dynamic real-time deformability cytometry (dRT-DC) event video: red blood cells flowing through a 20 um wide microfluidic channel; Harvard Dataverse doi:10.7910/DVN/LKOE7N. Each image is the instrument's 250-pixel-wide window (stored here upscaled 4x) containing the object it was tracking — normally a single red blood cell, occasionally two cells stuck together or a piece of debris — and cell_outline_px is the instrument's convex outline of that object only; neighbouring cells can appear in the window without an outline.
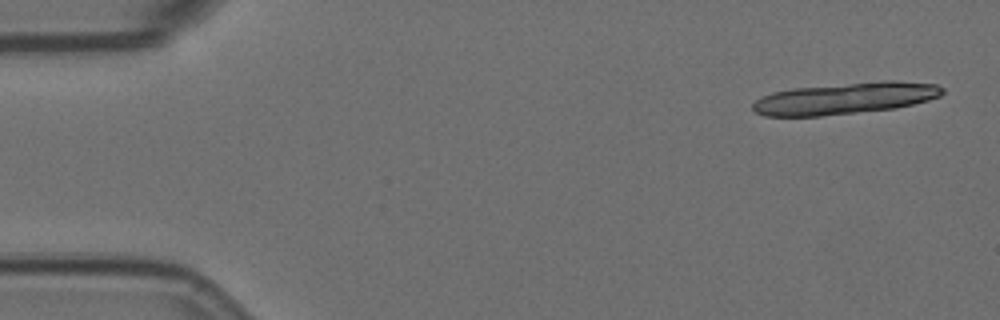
{"species": "Egyptian fruit bat (a non-hibernating species)", "species_latin": "Rousettus aegyptiacus", "temperature_condition": "room temperature", "stored_images_in_passage": 5, "segment_of_instrument_passage": [1, 2], "camera_frame_rate_fps": 3000, "um_per_image_px": 0.085, "animal": {"sex": "female"}, "frame": {"image": 1, "passage_image": 1, "time_ms": 0.0, "image_size_px": [1000, 320], "cell_outline_px": [[944, 92], [940, 96], [928, 100], [896, 108], [820, 116], [764, 116], [756, 112], [752, 108], [752, 104], [760, 96], [772, 92], [792, 88], [884, 80], [896, 80], [936, 84], [944, 88]], "centroid_in_image_um": [71.83, 8.35], "position_along_channel_um": 13.2, "area_um2": 35.08}}